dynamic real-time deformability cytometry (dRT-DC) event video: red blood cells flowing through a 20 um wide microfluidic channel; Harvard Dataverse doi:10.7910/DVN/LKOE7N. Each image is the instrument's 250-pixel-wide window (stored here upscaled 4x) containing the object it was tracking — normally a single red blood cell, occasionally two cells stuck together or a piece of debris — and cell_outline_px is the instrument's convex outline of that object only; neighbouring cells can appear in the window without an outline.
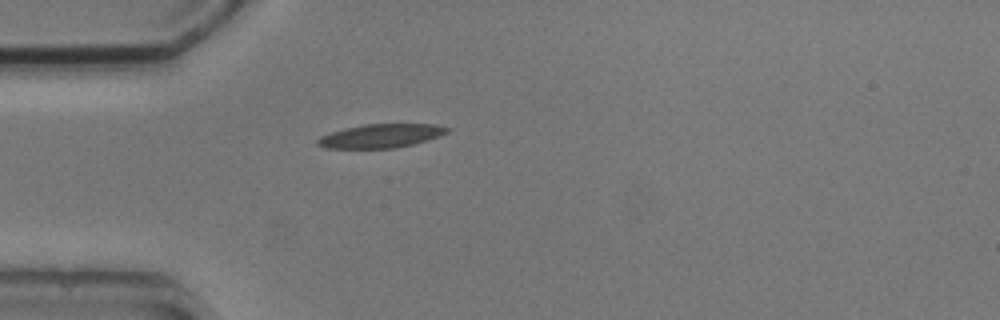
{"species": "common noctule bat (a hibernating species)", "species_latin": "Nyctalus noctula", "temperature_condition": "cold", "stored_images_in_passage": 1, "camera_frame_rate_fps": 3000, "um_per_image_px": 0.085, "animal": {"sex": "male", "body_mass_g": 20.5, "forearm_length_mm": 52.5}, "frame": {"image": 1, "passage_image": 1, "time_ms": 0.0, "image_size_px": [1000, 320], "cell_outline_px": [[452, 128], [448, 132], [440, 136], [428, 140], [396, 148], [324, 148], [316, 144], [316, 140], [320, 136], [344, 128], [364, 124], [436, 124]], "centroid_in_image_um": [32.39, 11.54], "position_along_channel_um": 52.6, "area_um2": 18.03}}